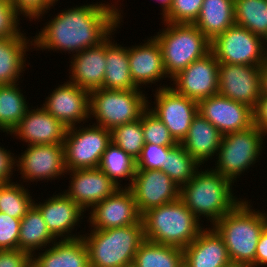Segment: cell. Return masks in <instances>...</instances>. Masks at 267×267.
<instances>
[{
	"mask_svg": "<svg viewBox=\"0 0 267 267\" xmlns=\"http://www.w3.org/2000/svg\"><path fill=\"white\" fill-rule=\"evenodd\" d=\"M204 0H172L170 9L160 22L194 24L199 17Z\"/></svg>",
	"mask_w": 267,
	"mask_h": 267,
	"instance_id": "cell-39",
	"label": "cell"
},
{
	"mask_svg": "<svg viewBox=\"0 0 267 267\" xmlns=\"http://www.w3.org/2000/svg\"><path fill=\"white\" fill-rule=\"evenodd\" d=\"M235 24L267 42V0H234Z\"/></svg>",
	"mask_w": 267,
	"mask_h": 267,
	"instance_id": "cell-34",
	"label": "cell"
},
{
	"mask_svg": "<svg viewBox=\"0 0 267 267\" xmlns=\"http://www.w3.org/2000/svg\"><path fill=\"white\" fill-rule=\"evenodd\" d=\"M264 140L267 143V136L254 125L222 135L212 169L237 184L238 178L260 162L266 147Z\"/></svg>",
	"mask_w": 267,
	"mask_h": 267,
	"instance_id": "cell-7",
	"label": "cell"
},
{
	"mask_svg": "<svg viewBox=\"0 0 267 267\" xmlns=\"http://www.w3.org/2000/svg\"><path fill=\"white\" fill-rule=\"evenodd\" d=\"M154 93L151 94L154 102L148 100V109L165 124L171 136L180 144L198 113V102L178 94L170 86L155 90Z\"/></svg>",
	"mask_w": 267,
	"mask_h": 267,
	"instance_id": "cell-12",
	"label": "cell"
},
{
	"mask_svg": "<svg viewBox=\"0 0 267 267\" xmlns=\"http://www.w3.org/2000/svg\"><path fill=\"white\" fill-rule=\"evenodd\" d=\"M139 213L180 198V186L162 170L136 169L129 187Z\"/></svg>",
	"mask_w": 267,
	"mask_h": 267,
	"instance_id": "cell-18",
	"label": "cell"
},
{
	"mask_svg": "<svg viewBox=\"0 0 267 267\" xmlns=\"http://www.w3.org/2000/svg\"><path fill=\"white\" fill-rule=\"evenodd\" d=\"M148 95L145 90H93L90 92V122L109 130L134 122L148 108V99H151Z\"/></svg>",
	"mask_w": 267,
	"mask_h": 267,
	"instance_id": "cell-8",
	"label": "cell"
},
{
	"mask_svg": "<svg viewBox=\"0 0 267 267\" xmlns=\"http://www.w3.org/2000/svg\"><path fill=\"white\" fill-rule=\"evenodd\" d=\"M41 106V107H40ZM29 107L25 116L8 136L25 145L63 144L67 128L40 105ZM34 108V109H33ZM15 136V137H14Z\"/></svg>",
	"mask_w": 267,
	"mask_h": 267,
	"instance_id": "cell-22",
	"label": "cell"
},
{
	"mask_svg": "<svg viewBox=\"0 0 267 267\" xmlns=\"http://www.w3.org/2000/svg\"><path fill=\"white\" fill-rule=\"evenodd\" d=\"M111 142L137 160L145 145L142 115L140 119L119 125L110 130Z\"/></svg>",
	"mask_w": 267,
	"mask_h": 267,
	"instance_id": "cell-37",
	"label": "cell"
},
{
	"mask_svg": "<svg viewBox=\"0 0 267 267\" xmlns=\"http://www.w3.org/2000/svg\"><path fill=\"white\" fill-rule=\"evenodd\" d=\"M211 51L219 63L262 66L267 59V42L234 24L211 41Z\"/></svg>",
	"mask_w": 267,
	"mask_h": 267,
	"instance_id": "cell-10",
	"label": "cell"
},
{
	"mask_svg": "<svg viewBox=\"0 0 267 267\" xmlns=\"http://www.w3.org/2000/svg\"><path fill=\"white\" fill-rule=\"evenodd\" d=\"M12 6L16 12L22 17L23 20L28 19L30 22L34 20L37 22L45 21L42 20L47 15V18L51 15L50 10L58 5L52 0H10ZM41 19V21H40Z\"/></svg>",
	"mask_w": 267,
	"mask_h": 267,
	"instance_id": "cell-40",
	"label": "cell"
},
{
	"mask_svg": "<svg viewBox=\"0 0 267 267\" xmlns=\"http://www.w3.org/2000/svg\"><path fill=\"white\" fill-rule=\"evenodd\" d=\"M267 267V227L262 232L256 247L255 267Z\"/></svg>",
	"mask_w": 267,
	"mask_h": 267,
	"instance_id": "cell-47",
	"label": "cell"
},
{
	"mask_svg": "<svg viewBox=\"0 0 267 267\" xmlns=\"http://www.w3.org/2000/svg\"><path fill=\"white\" fill-rule=\"evenodd\" d=\"M0 267H32V255L20 249L0 250Z\"/></svg>",
	"mask_w": 267,
	"mask_h": 267,
	"instance_id": "cell-44",
	"label": "cell"
},
{
	"mask_svg": "<svg viewBox=\"0 0 267 267\" xmlns=\"http://www.w3.org/2000/svg\"><path fill=\"white\" fill-rule=\"evenodd\" d=\"M117 29L106 39V71L103 81L104 89L142 90L133 82L130 74L128 46L115 41ZM123 45V46H122ZM125 46V47H124Z\"/></svg>",
	"mask_w": 267,
	"mask_h": 267,
	"instance_id": "cell-28",
	"label": "cell"
},
{
	"mask_svg": "<svg viewBox=\"0 0 267 267\" xmlns=\"http://www.w3.org/2000/svg\"><path fill=\"white\" fill-rule=\"evenodd\" d=\"M218 82L219 62L210 51L174 76L170 87L178 94L199 102L218 94Z\"/></svg>",
	"mask_w": 267,
	"mask_h": 267,
	"instance_id": "cell-15",
	"label": "cell"
},
{
	"mask_svg": "<svg viewBox=\"0 0 267 267\" xmlns=\"http://www.w3.org/2000/svg\"><path fill=\"white\" fill-rule=\"evenodd\" d=\"M20 19L10 0H0V39L19 37L24 32Z\"/></svg>",
	"mask_w": 267,
	"mask_h": 267,
	"instance_id": "cell-41",
	"label": "cell"
},
{
	"mask_svg": "<svg viewBox=\"0 0 267 267\" xmlns=\"http://www.w3.org/2000/svg\"><path fill=\"white\" fill-rule=\"evenodd\" d=\"M233 186L236 184L215 172L210 165L203 166L180 187V199L202 223L210 222L206 226H213L243 200L240 194L238 198L234 193Z\"/></svg>",
	"mask_w": 267,
	"mask_h": 267,
	"instance_id": "cell-2",
	"label": "cell"
},
{
	"mask_svg": "<svg viewBox=\"0 0 267 267\" xmlns=\"http://www.w3.org/2000/svg\"><path fill=\"white\" fill-rule=\"evenodd\" d=\"M201 167L202 165L181 144H177L168 151L166 160L160 170L167 173L181 187L192 179Z\"/></svg>",
	"mask_w": 267,
	"mask_h": 267,
	"instance_id": "cell-35",
	"label": "cell"
},
{
	"mask_svg": "<svg viewBox=\"0 0 267 267\" xmlns=\"http://www.w3.org/2000/svg\"><path fill=\"white\" fill-rule=\"evenodd\" d=\"M57 239L50 233L40 211L32 205L21 218L18 249L31 255L51 246Z\"/></svg>",
	"mask_w": 267,
	"mask_h": 267,
	"instance_id": "cell-30",
	"label": "cell"
},
{
	"mask_svg": "<svg viewBox=\"0 0 267 267\" xmlns=\"http://www.w3.org/2000/svg\"><path fill=\"white\" fill-rule=\"evenodd\" d=\"M32 267H90L84 239L56 240L32 255Z\"/></svg>",
	"mask_w": 267,
	"mask_h": 267,
	"instance_id": "cell-25",
	"label": "cell"
},
{
	"mask_svg": "<svg viewBox=\"0 0 267 267\" xmlns=\"http://www.w3.org/2000/svg\"><path fill=\"white\" fill-rule=\"evenodd\" d=\"M253 125L267 136V96L261 95L253 109Z\"/></svg>",
	"mask_w": 267,
	"mask_h": 267,
	"instance_id": "cell-46",
	"label": "cell"
},
{
	"mask_svg": "<svg viewBox=\"0 0 267 267\" xmlns=\"http://www.w3.org/2000/svg\"><path fill=\"white\" fill-rule=\"evenodd\" d=\"M142 128L145 143L160 146H176L178 144L165 124L148 108L142 113Z\"/></svg>",
	"mask_w": 267,
	"mask_h": 267,
	"instance_id": "cell-38",
	"label": "cell"
},
{
	"mask_svg": "<svg viewBox=\"0 0 267 267\" xmlns=\"http://www.w3.org/2000/svg\"><path fill=\"white\" fill-rule=\"evenodd\" d=\"M59 191L52 197L47 196L42 202H38L37 199L41 200L39 197H34L33 205L40 211L48 230L57 240L80 238L84 232H76L77 227H81L79 224L85 221L83 218L87 219V212L62 190Z\"/></svg>",
	"mask_w": 267,
	"mask_h": 267,
	"instance_id": "cell-13",
	"label": "cell"
},
{
	"mask_svg": "<svg viewBox=\"0 0 267 267\" xmlns=\"http://www.w3.org/2000/svg\"><path fill=\"white\" fill-rule=\"evenodd\" d=\"M65 80L57 87L54 86L40 105L66 128L89 123L90 92Z\"/></svg>",
	"mask_w": 267,
	"mask_h": 267,
	"instance_id": "cell-14",
	"label": "cell"
},
{
	"mask_svg": "<svg viewBox=\"0 0 267 267\" xmlns=\"http://www.w3.org/2000/svg\"><path fill=\"white\" fill-rule=\"evenodd\" d=\"M222 134L200 113L194 117L188 133L180 143L202 166H206L217 155Z\"/></svg>",
	"mask_w": 267,
	"mask_h": 267,
	"instance_id": "cell-27",
	"label": "cell"
},
{
	"mask_svg": "<svg viewBox=\"0 0 267 267\" xmlns=\"http://www.w3.org/2000/svg\"><path fill=\"white\" fill-rule=\"evenodd\" d=\"M21 219L0 212V250L18 249Z\"/></svg>",
	"mask_w": 267,
	"mask_h": 267,
	"instance_id": "cell-43",
	"label": "cell"
},
{
	"mask_svg": "<svg viewBox=\"0 0 267 267\" xmlns=\"http://www.w3.org/2000/svg\"><path fill=\"white\" fill-rule=\"evenodd\" d=\"M87 213L89 229L98 230L137 224L142 217L129 187H120Z\"/></svg>",
	"mask_w": 267,
	"mask_h": 267,
	"instance_id": "cell-16",
	"label": "cell"
},
{
	"mask_svg": "<svg viewBox=\"0 0 267 267\" xmlns=\"http://www.w3.org/2000/svg\"><path fill=\"white\" fill-rule=\"evenodd\" d=\"M234 24V0H204L194 23L210 41Z\"/></svg>",
	"mask_w": 267,
	"mask_h": 267,
	"instance_id": "cell-29",
	"label": "cell"
},
{
	"mask_svg": "<svg viewBox=\"0 0 267 267\" xmlns=\"http://www.w3.org/2000/svg\"><path fill=\"white\" fill-rule=\"evenodd\" d=\"M261 95L267 96V59L260 67Z\"/></svg>",
	"mask_w": 267,
	"mask_h": 267,
	"instance_id": "cell-48",
	"label": "cell"
},
{
	"mask_svg": "<svg viewBox=\"0 0 267 267\" xmlns=\"http://www.w3.org/2000/svg\"><path fill=\"white\" fill-rule=\"evenodd\" d=\"M184 267H231L233 266L223 238L212 227H205L183 249Z\"/></svg>",
	"mask_w": 267,
	"mask_h": 267,
	"instance_id": "cell-24",
	"label": "cell"
},
{
	"mask_svg": "<svg viewBox=\"0 0 267 267\" xmlns=\"http://www.w3.org/2000/svg\"><path fill=\"white\" fill-rule=\"evenodd\" d=\"M20 83L22 84L19 82L0 85V132L7 135L22 120L30 107Z\"/></svg>",
	"mask_w": 267,
	"mask_h": 267,
	"instance_id": "cell-31",
	"label": "cell"
},
{
	"mask_svg": "<svg viewBox=\"0 0 267 267\" xmlns=\"http://www.w3.org/2000/svg\"><path fill=\"white\" fill-rule=\"evenodd\" d=\"M110 143V130L102 126L84 123L67 128L63 142L66 169L99 168Z\"/></svg>",
	"mask_w": 267,
	"mask_h": 267,
	"instance_id": "cell-9",
	"label": "cell"
},
{
	"mask_svg": "<svg viewBox=\"0 0 267 267\" xmlns=\"http://www.w3.org/2000/svg\"><path fill=\"white\" fill-rule=\"evenodd\" d=\"M54 3H60V0H52Z\"/></svg>",
	"mask_w": 267,
	"mask_h": 267,
	"instance_id": "cell-50",
	"label": "cell"
},
{
	"mask_svg": "<svg viewBox=\"0 0 267 267\" xmlns=\"http://www.w3.org/2000/svg\"><path fill=\"white\" fill-rule=\"evenodd\" d=\"M110 1V3H109ZM78 4L50 16L33 36L34 51L61 52L70 56L100 45L122 24L121 0ZM119 2V4H118ZM123 4V5H121ZM122 7V9L120 8ZM36 49V50H35Z\"/></svg>",
	"mask_w": 267,
	"mask_h": 267,
	"instance_id": "cell-1",
	"label": "cell"
},
{
	"mask_svg": "<svg viewBox=\"0 0 267 267\" xmlns=\"http://www.w3.org/2000/svg\"><path fill=\"white\" fill-rule=\"evenodd\" d=\"M128 58L131 78L139 89L146 90L147 87L151 88L152 84L157 86L154 90L171 86V80L164 69L160 45L153 36H147L143 43L135 42L134 45L128 46ZM162 80L170 82L165 84Z\"/></svg>",
	"mask_w": 267,
	"mask_h": 267,
	"instance_id": "cell-17",
	"label": "cell"
},
{
	"mask_svg": "<svg viewBox=\"0 0 267 267\" xmlns=\"http://www.w3.org/2000/svg\"><path fill=\"white\" fill-rule=\"evenodd\" d=\"M3 146L0 145V183L7 184L14 182L13 178L16 177V154L9 150L8 146Z\"/></svg>",
	"mask_w": 267,
	"mask_h": 267,
	"instance_id": "cell-45",
	"label": "cell"
},
{
	"mask_svg": "<svg viewBox=\"0 0 267 267\" xmlns=\"http://www.w3.org/2000/svg\"><path fill=\"white\" fill-rule=\"evenodd\" d=\"M65 175L70 181L63 192L85 212L120 188L100 168L67 170Z\"/></svg>",
	"mask_w": 267,
	"mask_h": 267,
	"instance_id": "cell-20",
	"label": "cell"
},
{
	"mask_svg": "<svg viewBox=\"0 0 267 267\" xmlns=\"http://www.w3.org/2000/svg\"><path fill=\"white\" fill-rule=\"evenodd\" d=\"M153 37L160 45L164 69L170 80L211 51V41L194 25L162 22Z\"/></svg>",
	"mask_w": 267,
	"mask_h": 267,
	"instance_id": "cell-6",
	"label": "cell"
},
{
	"mask_svg": "<svg viewBox=\"0 0 267 267\" xmlns=\"http://www.w3.org/2000/svg\"><path fill=\"white\" fill-rule=\"evenodd\" d=\"M26 185L18 180L12 183H1L0 212L13 218L21 219L32 207L34 199Z\"/></svg>",
	"mask_w": 267,
	"mask_h": 267,
	"instance_id": "cell-36",
	"label": "cell"
},
{
	"mask_svg": "<svg viewBox=\"0 0 267 267\" xmlns=\"http://www.w3.org/2000/svg\"><path fill=\"white\" fill-rule=\"evenodd\" d=\"M135 267H183V249L144 240L134 258Z\"/></svg>",
	"mask_w": 267,
	"mask_h": 267,
	"instance_id": "cell-32",
	"label": "cell"
},
{
	"mask_svg": "<svg viewBox=\"0 0 267 267\" xmlns=\"http://www.w3.org/2000/svg\"><path fill=\"white\" fill-rule=\"evenodd\" d=\"M17 176L21 175L19 182L26 183L28 188L38 181L45 183L54 181L62 177H68L65 174L64 145L63 144H38L27 145L21 154L16 155ZM22 179V180H21ZM29 182V183H28Z\"/></svg>",
	"mask_w": 267,
	"mask_h": 267,
	"instance_id": "cell-11",
	"label": "cell"
},
{
	"mask_svg": "<svg viewBox=\"0 0 267 267\" xmlns=\"http://www.w3.org/2000/svg\"><path fill=\"white\" fill-rule=\"evenodd\" d=\"M29 51H34L33 36L26 32L17 38L0 39V85L24 81V71L31 64L27 60Z\"/></svg>",
	"mask_w": 267,
	"mask_h": 267,
	"instance_id": "cell-26",
	"label": "cell"
},
{
	"mask_svg": "<svg viewBox=\"0 0 267 267\" xmlns=\"http://www.w3.org/2000/svg\"><path fill=\"white\" fill-rule=\"evenodd\" d=\"M144 238L184 249L206 227L179 198L142 214Z\"/></svg>",
	"mask_w": 267,
	"mask_h": 267,
	"instance_id": "cell-4",
	"label": "cell"
},
{
	"mask_svg": "<svg viewBox=\"0 0 267 267\" xmlns=\"http://www.w3.org/2000/svg\"><path fill=\"white\" fill-rule=\"evenodd\" d=\"M251 200L244 197L212 226L223 238L233 266L255 267L256 247L267 227V210L255 209Z\"/></svg>",
	"mask_w": 267,
	"mask_h": 267,
	"instance_id": "cell-3",
	"label": "cell"
},
{
	"mask_svg": "<svg viewBox=\"0 0 267 267\" xmlns=\"http://www.w3.org/2000/svg\"><path fill=\"white\" fill-rule=\"evenodd\" d=\"M158 1V2H157ZM158 4H160V12L161 17L170 9L172 0H156Z\"/></svg>",
	"mask_w": 267,
	"mask_h": 267,
	"instance_id": "cell-49",
	"label": "cell"
},
{
	"mask_svg": "<svg viewBox=\"0 0 267 267\" xmlns=\"http://www.w3.org/2000/svg\"><path fill=\"white\" fill-rule=\"evenodd\" d=\"M198 113L212 123L222 135L253 126V109L219 94L198 102Z\"/></svg>",
	"mask_w": 267,
	"mask_h": 267,
	"instance_id": "cell-21",
	"label": "cell"
},
{
	"mask_svg": "<svg viewBox=\"0 0 267 267\" xmlns=\"http://www.w3.org/2000/svg\"><path fill=\"white\" fill-rule=\"evenodd\" d=\"M68 81L91 92L103 86L106 71V40L69 56Z\"/></svg>",
	"mask_w": 267,
	"mask_h": 267,
	"instance_id": "cell-23",
	"label": "cell"
},
{
	"mask_svg": "<svg viewBox=\"0 0 267 267\" xmlns=\"http://www.w3.org/2000/svg\"><path fill=\"white\" fill-rule=\"evenodd\" d=\"M99 168L117 186L130 187L136 172V160L111 142L103 153ZM123 180L129 182L122 185Z\"/></svg>",
	"mask_w": 267,
	"mask_h": 267,
	"instance_id": "cell-33",
	"label": "cell"
},
{
	"mask_svg": "<svg viewBox=\"0 0 267 267\" xmlns=\"http://www.w3.org/2000/svg\"><path fill=\"white\" fill-rule=\"evenodd\" d=\"M260 67L219 63L218 94L254 109L261 96Z\"/></svg>",
	"mask_w": 267,
	"mask_h": 267,
	"instance_id": "cell-19",
	"label": "cell"
},
{
	"mask_svg": "<svg viewBox=\"0 0 267 267\" xmlns=\"http://www.w3.org/2000/svg\"><path fill=\"white\" fill-rule=\"evenodd\" d=\"M88 231L82 238L88 249L90 267L133 265L135 254L145 240L142 220L124 227Z\"/></svg>",
	"mask_w": 267,
	"mask_h": 267,
	"instance_id": "cell-5",
	"label": "cell"
},
{
	"mask_svg": "<svg viewBox=\"0 0 267 267\" xmlns=\"http://www.w3.org/2000/svg\"><path fill=\"white\" fill-rule=\"evenodd\" d=\"M174 146H160L145 143L140 156L136 160V169H161L168 151Z\"/></svg>",
	"mask_w": 267,
	"mask_h": 267,
	"instance_id": "cell-42",
	"label": "cell"
}]
</instances>
